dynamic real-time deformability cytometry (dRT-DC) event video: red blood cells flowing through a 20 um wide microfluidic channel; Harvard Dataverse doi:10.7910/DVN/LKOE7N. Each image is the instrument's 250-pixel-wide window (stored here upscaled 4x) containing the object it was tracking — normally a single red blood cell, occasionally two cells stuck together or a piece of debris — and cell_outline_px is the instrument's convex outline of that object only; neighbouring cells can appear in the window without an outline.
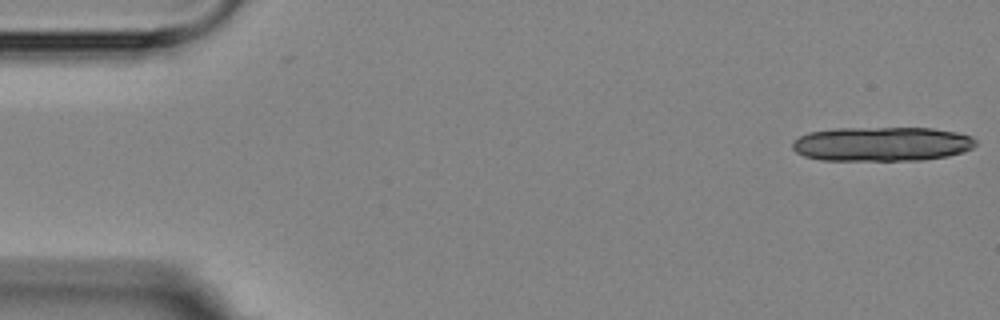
{"species": "Egyptian fruit bat (a non-hibernating species)", "species_latin": "Rousettus aegyptiacus", "temperature_condition": "room temperature", "stored_images_in_passage": 9, "camera_frame_rate_fps": 3000, "um_per_image_px": 0.085, "animal": {"sex": "female"}, "frame": {"image": 1, "passage_image": 1, "time_ms": 0.0, "image_size_px": [1000, 320], "cell_outline_px": [[976, 144], [972, 148], [964, 152], [948, 156], [924, 160], [820, 160], [804, 156], [796, 152], [792, 148], [792, 140], [808, 132], [836, 128], [932, 128], [956, 132], [972, 136], [976, 140]], "centroid_in_image_um": [74.95, 12.24], "position_along_channel_um": 10.0, "area_um2": 36.99}}
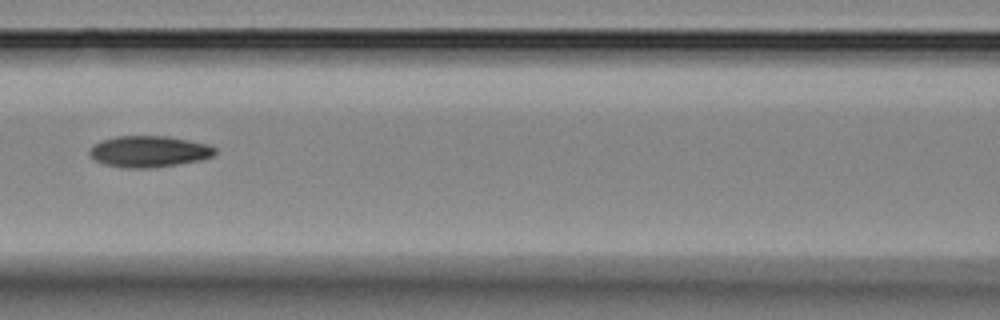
{"frame": {"image": 2, "passage_image": 7, "time_ms": 7.667, "image_size_px": [1000, 320], "cell_outline_px": [[216, 152], [212, 156], [200, 160], [176, 164], [148, 168], [124, 168], [104, 164], [96, 160], [88, 152], [92, 144], [100, 140], [116, 136], [168, 136], [208, 144], [216, 148]], "centroid_in_image_um": [12.63, 12.86], "position_along_channel_um": 154.0, "area_um2": 22.89}}
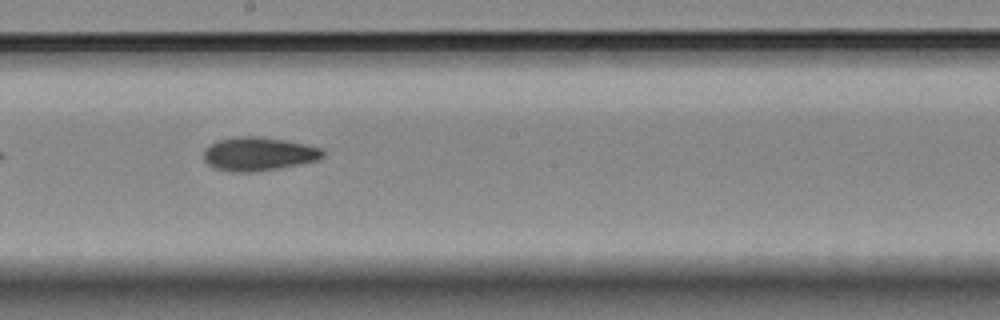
{"frame": {"image": 3, "passage_image": 9, "time_ms": 9.667, "image_size_px": [1000, 320], "cell_outline_px": [[324, 156], [320, 160], [280, 168], [252, 172], [236, 172], [216, 168], [208, 164], [204, 160], [204, 148], [216, 140], [232, 136], [256, 136], [288, 140], [324, 148]], "centroid_in_image_um": [22.0, 13.06], "position_along_channel_um": 226.2, "area_um2": 23.7}}